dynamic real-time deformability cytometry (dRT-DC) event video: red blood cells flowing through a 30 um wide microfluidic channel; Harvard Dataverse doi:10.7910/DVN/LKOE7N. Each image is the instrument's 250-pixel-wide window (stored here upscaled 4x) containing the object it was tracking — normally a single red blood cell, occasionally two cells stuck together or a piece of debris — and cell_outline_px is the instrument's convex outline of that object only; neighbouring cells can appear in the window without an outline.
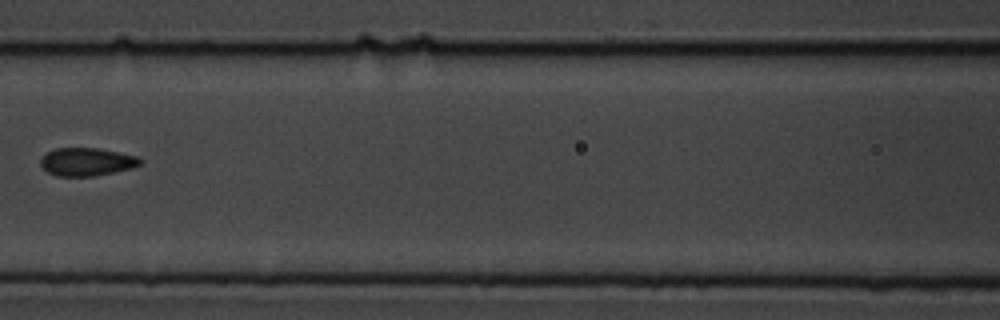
{"species": "common noctule bat (a hibernating species)", "species_latin": "Nyctalus noctula", "temperature_condition": "cold", "stored_images_in_passage": 8, "camera_frame_rate_fps": 3000, "um_per_image_px": 0.085, "animal": {"sex": "male", "body_mass_g": 19.5, "forearm_length_mm": 54.6}, "frame": {"image": 1, "passage_image": 8, "time_ms": 8.667, "image_size_px": [1000, 320], "cell_outline_px": [[144, 160], [140, 164], [132, 168], [92, 176], [56, 176], [48, 172], [40, 164], [40, 160], [48, 152], [56, 148], [96, 148], [136, 156]], "centroid_in_image_um": [7.37, 13.76], "position_along_channel_um": 159.2, "area_um2": 16.01}}